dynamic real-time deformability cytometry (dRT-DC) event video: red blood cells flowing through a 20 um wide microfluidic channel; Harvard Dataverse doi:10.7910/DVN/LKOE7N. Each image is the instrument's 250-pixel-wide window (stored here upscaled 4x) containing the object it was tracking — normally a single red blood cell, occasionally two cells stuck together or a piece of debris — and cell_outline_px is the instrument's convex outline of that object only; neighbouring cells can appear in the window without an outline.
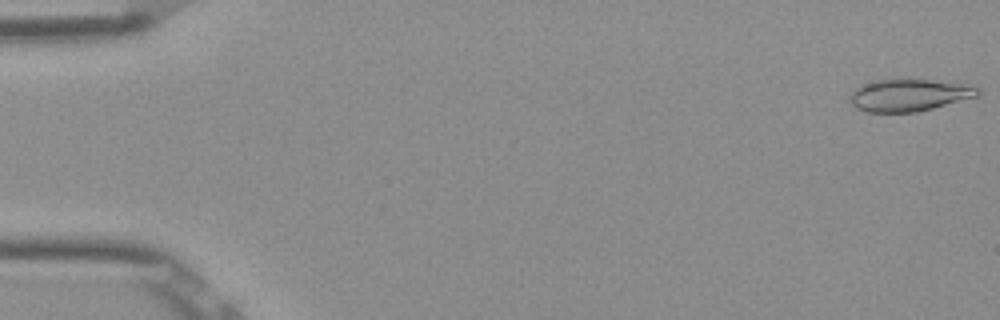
{"species": "Egyptian fruit bat (a non-hibernating species)", "species_latin": "Rousettus aegyptiacus", "temperature_condition": "room temperature", "stored_images_in_passage": 52, "camera_frame_rate_fps": 3000, "um_per_image_px": 0.085, "frame": {"image": 1, "passage_image": 1, "time_ms": 0.0, "image_size_px": [1000, 320], "cell_outline_px": [[980, 92], [976, 96], [932, 108], [916, 112], [864, 112], [856, 108], [848, 100], [848, 96], [860, 84], [876, 80], [928, 80], [960, 84], [980, 88]], "centroid_in_image_um": [77.17, 8.1], "position_along_channel_um": 7.8, "area_um2": 23.58}}
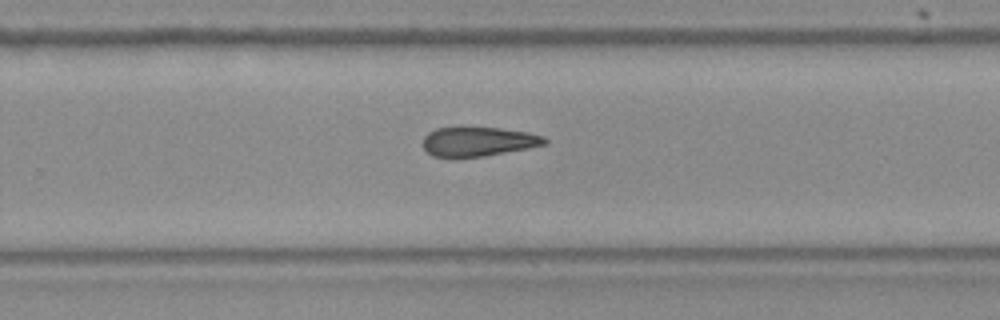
{"frame": {"image": 2, "passage_image": 34, "time_ms": 11.0, "image_size_px": [1000, 320], "cell_outline_px": [[548, 144], [528, 148], [484, 156], [432, 156], [424, 148], [424, 136], [428, 132], [436, 128], [500, 128], [528, 132], [544, 136], [548, 140]], "centroid_in_image_um": [40.7, 12.02], "position_along_channel_um": 289.1, "area_um2": 20.46}}
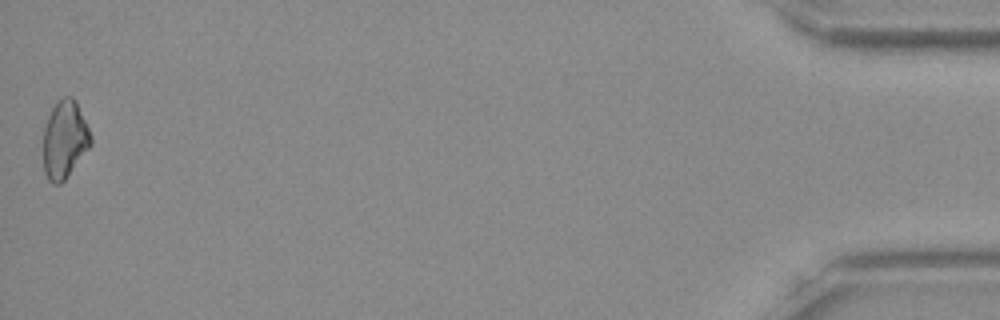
{"frame": {"image": 3, "passage_image": 52, "time_ms": 17.0, "image_size_px": [1000, 320], "cell_outline_px": [[92, 144], [64, 180], [60, 184], [52, 184], [48, 180], [44, 172], [44, 128], [48, 116], [52, 108], [64, 96], [72, 96], [76, 100], [92, 136]], "centroid_in_image_um": [5.5, 11.86], "position_along_channel_um": 429.7, "area_um2": 21.39}, "authors_computed_cell_mechanics": {"area_um2": 22.0507, "velocity_mm_per_s": 3.9054, "shape_relaxation_time_tau1_ms": null, "shape_relaxation_time_tau2_ms": 3.9003, "deformation_change_tau1": null, "deformation_change_tau2": 0.1125}}